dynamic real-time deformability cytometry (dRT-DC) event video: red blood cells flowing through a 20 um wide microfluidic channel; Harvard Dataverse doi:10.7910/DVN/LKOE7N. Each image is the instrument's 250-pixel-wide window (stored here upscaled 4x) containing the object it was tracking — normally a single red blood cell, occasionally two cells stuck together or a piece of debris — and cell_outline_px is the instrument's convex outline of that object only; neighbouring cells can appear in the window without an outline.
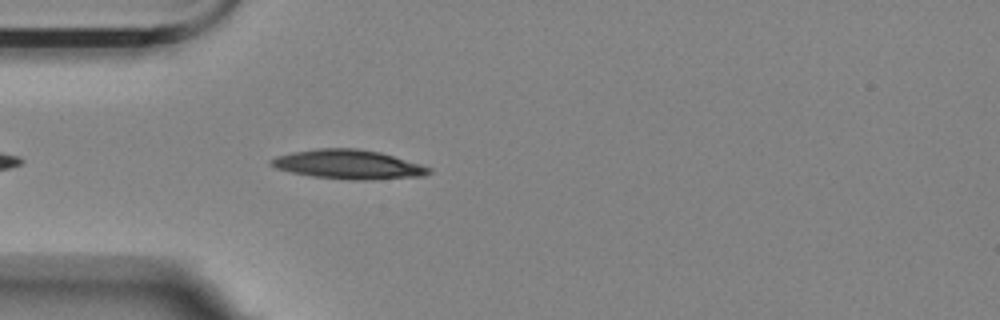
{"species": "Egyptian fruit bat (a non-hibernating species)", "species_latin": "Rousettus aegyptiacus", "temperature_condition": "room temperature", "stored_images_in_passage": 42, "camera_frame_rate_fps": 3000, "um_per_image_px": 0.085, "animal": {"sex": "female"}, "frame": {"image": 1, "passage_image": 4, "time_ms": 1.0, "image_size_px": [1000, 320], "cell_outline_px": [[432, 172], [424, 176], [368, 180], [352, 180], [312, 176], [292, 172], [276, 168], [268, 164], [268, 160], [276, 156], [292, 152], [316, 148], [356, 148], [380, 152], [420, 164], [432, 168]], "centroid_in_image_um": [29.6, 13.97], "position_along_channel_um": 55.4, "area_um2": 26.93}}
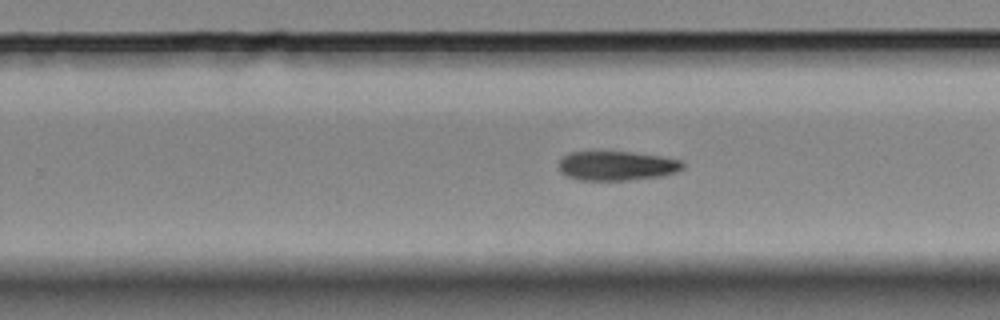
{"frame": {"image": 2, "passage_image": 20, "time_ms": 6.333, "image_size_px": [1000, 320], "cell_outline_px": [[684, 168], [676, 172], [660, 176], [628, 180], [580, 180], [568, 176], [560, 172], [560, 160], [568, 152], [632, 152], [660, 156], [684, 160]], "centroid_in_image_um": [52.46, 14.09], "position_along_channel_um": 277.3, "area_um2": 21.15}}
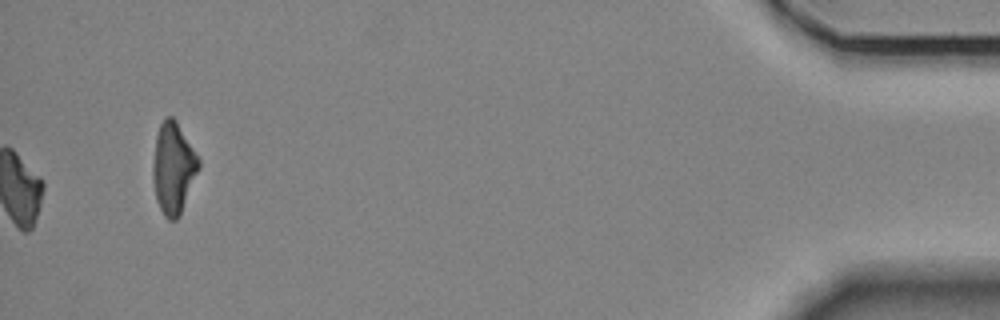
{"frame": {"image": 3, "passage_image": 42, "time_ms": 13.667, "image_size_px": [1000, 320], "cell_outline_px": [[200, 168], [180, 216], [176, 220], [168, 220], [164, 216], [156, 200], [152, 180], [152, 164], [156, 136], [160, 124], [164, 116], [172, 116], [176, 120], [200, 160]], "centroid_in_image_um": [14.72, 14.3], "position_along_channel_um": 420.5, "area_um2": 24.62}, "authors_computed_cell_mechanics": {"area_um2": 21.2704, "velocity_mm_per_s": 3.516, "shape_relaxation_time_tau1_ms": 4.8028, "shape_relaxation_time_tau2_ms": null, "deformation_change_tau1": 0.1248, "deformation_change_tau2": null}}